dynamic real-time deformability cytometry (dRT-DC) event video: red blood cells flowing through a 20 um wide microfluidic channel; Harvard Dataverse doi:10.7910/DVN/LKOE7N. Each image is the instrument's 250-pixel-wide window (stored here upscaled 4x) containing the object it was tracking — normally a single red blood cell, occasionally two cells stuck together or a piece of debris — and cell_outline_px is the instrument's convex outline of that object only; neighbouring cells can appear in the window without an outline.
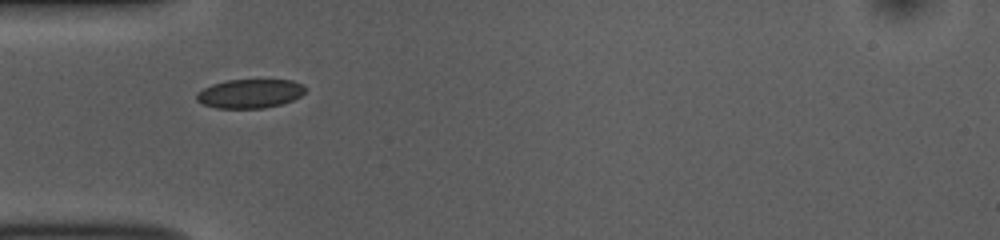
{"species": "common noctule bat (a hibernating species)", "species_latin": "Nyctalus noctula", "temperature_condition": "room temperature", "stored_images_in_passage": 37, "camera_frame_rate_fps": 3000, "um_per_image_px": 0.085, "animal": {"sex": "female", "body_mass_g": 10.0, "forearm_length_mm": 53.1}, "frame": {"image": 1, "passage_image": 1, "time_ms": 0.0, "image_size_px": [1000, 240], "cell_outline_px": [[308, 88], [300, 96], [292, 100], [280, 104], [264, 108], [216, 108], [204, 104], [196, 100], [196, 92], [212, 84], [228, 80], [292, 80], [304, 84]], "centroid_in_image_um": [21.26, 7.95], "position_along_channel_um": 63.7, "area_um2": 18.38}}
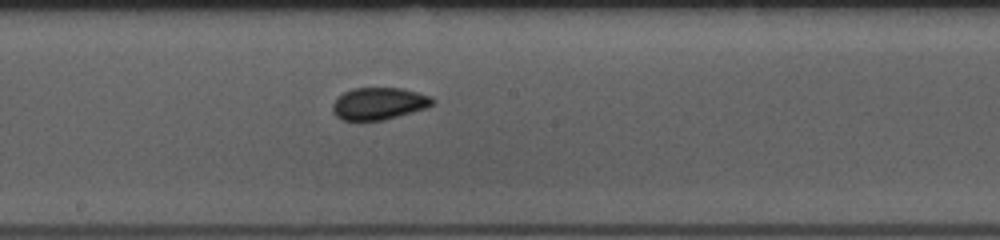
{"frame": {"image": 2, "passage_image": 13, "time_ms": 4.0, "image_size_px": [1000, 240], "cell_outline_px": [[436, 100], [428, 108], [384, 120], [344, 120], [336, 116], [332, 112], [332, 104], [344, 92], [352, 88], [400, 88], [432, 96]], "centroid_in_image_um": [32.23, 8.8], "position_along_channel_um": 216.0, "area_um2": 18.73}}
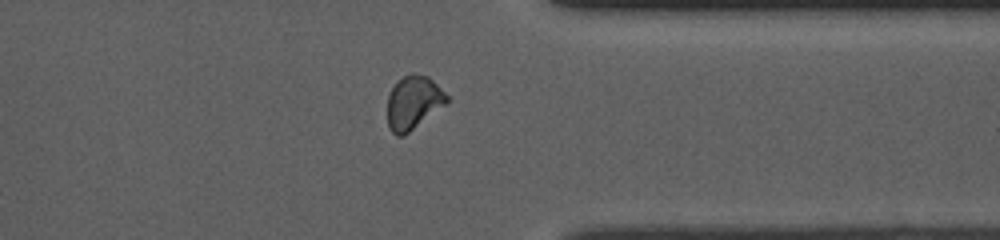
{"frame": {"image": 3, "passage_image": 26, "time_ms": 8.333, "image_size_px": [1000, 240], "cell_outline_px": [[448, 104], [404, 136], [396, 136], [392, 132], [388, 124], [388, 96], [396, 80], [404, 76], [428, 76], [448, 96]], "centroid_in_image_um": [35.15, 8.77], "position_along_channel_um": 376.3, "area_um2": 18.38}, "authors_computed_cell_mechanics": {"area_um2": 18.4382, "velocity_mm_per_s": 3.8153, "shape_relaxation_time_tau1_ms": null, "shape_relaxation_time_tau2_ms": 1.0747, "deformation_change_tau1": null, "deformation_change_tau2": 0.0462}}